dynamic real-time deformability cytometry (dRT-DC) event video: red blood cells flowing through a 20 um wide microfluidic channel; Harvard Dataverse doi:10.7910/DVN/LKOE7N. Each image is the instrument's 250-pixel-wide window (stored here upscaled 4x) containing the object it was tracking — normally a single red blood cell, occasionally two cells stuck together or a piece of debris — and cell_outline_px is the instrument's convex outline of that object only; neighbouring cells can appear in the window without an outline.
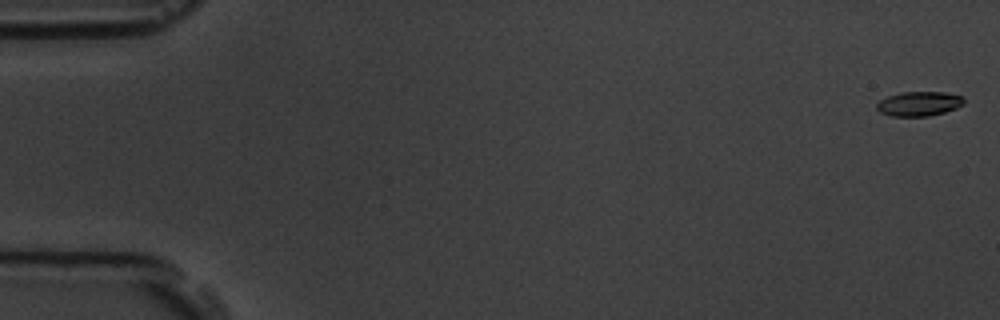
{"species": "common noctule bat (a hibernating species)", "species_latin": "Nyctalus noctula", "temperature_condition": "room temperature", "stored_images_in_passage": 4, "camera_frame_rate_fps": 3000, "um_per_image_px": 0.085, "animal": {"sex": "male", "body_mass_g": 19.5, "forearm_length_mm": 54.6}, "frame": {"image": 1, "passage_image": 1, "time_ms": 0.0, "image_size_px": [1000, 320], "cell_outline_px": [[964, 104], [956, 108], [944, 112], [928, 116], [892, 116], [880, 112], [876, 108], [876, 104], [880, 100], [888, 96], [900, 92], [944, 92], [964, 96]], "centroid_in_image_um": [78.12, 8.81], "position_along_channel_um": 6.9, "area_um2": 12.48}}